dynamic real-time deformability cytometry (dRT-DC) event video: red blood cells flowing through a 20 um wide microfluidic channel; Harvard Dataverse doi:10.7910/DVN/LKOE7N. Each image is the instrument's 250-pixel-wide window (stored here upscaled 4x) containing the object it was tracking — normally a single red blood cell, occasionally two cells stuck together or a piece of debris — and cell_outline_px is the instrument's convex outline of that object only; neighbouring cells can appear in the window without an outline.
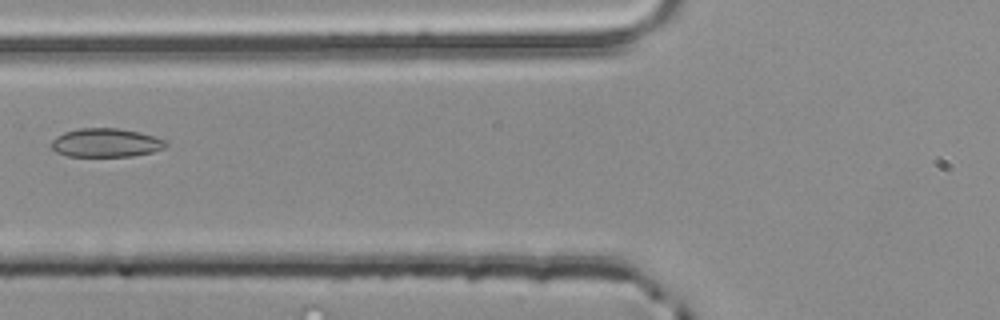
{"species": "common noctule bat (a hibernating species)", "species_latin": "Nyctalus noctula", "temperature_condition": "room temperature", "stored_images_in_passage": 2, "camera_frame_rate_fps": 3000, "um_per_image_px": 0.085, "animal": {"sex": "male", "body_mass_g": 20.4}, "frame": {"image": 1, "passage_image": 2, "time_ms": 0.333, "image_size_px": [1000, 320], "cell_outline_px": [[168, 144], [164, 148], [152, 152], [132, 156], [68, 156], [56, 152], [52, 148], [52, 140], [56, 136], [64, 132], [80, 128], [116, 128], [140, 132], [164, 140]], "centroid_in_image_um": [8.99, 12.13], "position_along_channel_um": 116.8, "area_um2": 19.02}}